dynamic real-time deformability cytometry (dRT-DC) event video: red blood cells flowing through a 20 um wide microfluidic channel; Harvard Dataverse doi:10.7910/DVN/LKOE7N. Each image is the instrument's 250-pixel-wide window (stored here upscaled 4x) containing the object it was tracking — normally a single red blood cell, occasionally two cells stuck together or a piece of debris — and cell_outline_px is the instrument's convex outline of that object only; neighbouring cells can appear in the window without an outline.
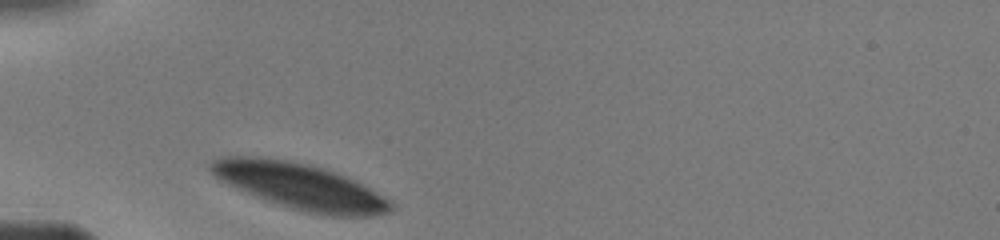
{"species": "human", "species_latin": "Homo sapiens", "temperature_condition": "warm", "stored_images_in_passage": 40, "camera_frame_rate_fps": 3000, "um_per_image_px": 0.085, "donor": {"sex": "male"}, "frame": {"image": 1, "passage_image": 1, "time_ms": 0.0, "image_size_px": [1000, 240], "cell_outline_px": [[396, 204], [388, 212], [372, 216], [324, 216], [304, 212], [256, 196], [236, 188], [220, 180], [208, 168], [208, 164], [212, 160], [224, 156], [256, 156], [288, 160], [308, 164], [336, 172], [356, 180], [392, 200]], "centroid_in_image_um": [25.55, 15.83], "position_along_channel_um": 59.4, "area_um2": 48.38}}
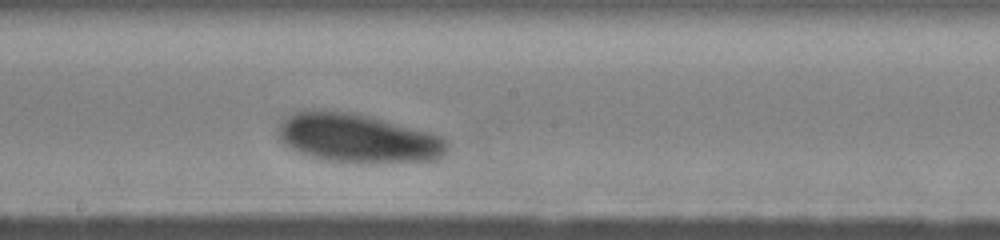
{"frame": {"image": 2, "passage_image": 17, "time_ms": 4.333, "image_size_px": [1000, 240], "cell_outline_px": [[448, 148], [440, 156], [432, 160], [376, 164], [356, 164], [324, 160], [308, 156], [284, 144], [280, 140], [276, 128], [280, 120], [292, 112], [308, 108], [324, 108], [356, 112], [372, 116], [428, 132], [440, 136], [448, 140]], "centroid_in_image_um": [30.33, 11.72], "position_along_channel_um": 217.9, "area_um2": 49.65}}
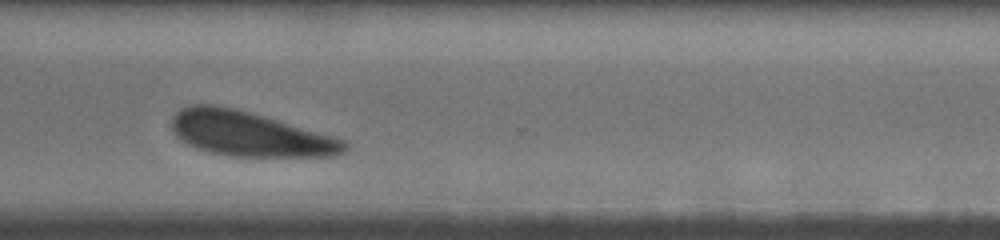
{"frame": {"image": 3, "passage_image": 39, "time_ms": 7.667, "image_size_px": [1000, 240], "cell_outline_px": [[348, 148], [344, 152], [336, 156], [228, 156], [208, 152], [196, 148], [188, 144], [176, 136], [172, 132], [172, 116], [180, 108], [192, 104], [216, 104], [264, 116], [332, 136], [344, 140], [348, 144]], "centroid_in_image_um": [21.17, 11.38], "position_along_channel_um": 349.4, "area_um2": 44.85}}